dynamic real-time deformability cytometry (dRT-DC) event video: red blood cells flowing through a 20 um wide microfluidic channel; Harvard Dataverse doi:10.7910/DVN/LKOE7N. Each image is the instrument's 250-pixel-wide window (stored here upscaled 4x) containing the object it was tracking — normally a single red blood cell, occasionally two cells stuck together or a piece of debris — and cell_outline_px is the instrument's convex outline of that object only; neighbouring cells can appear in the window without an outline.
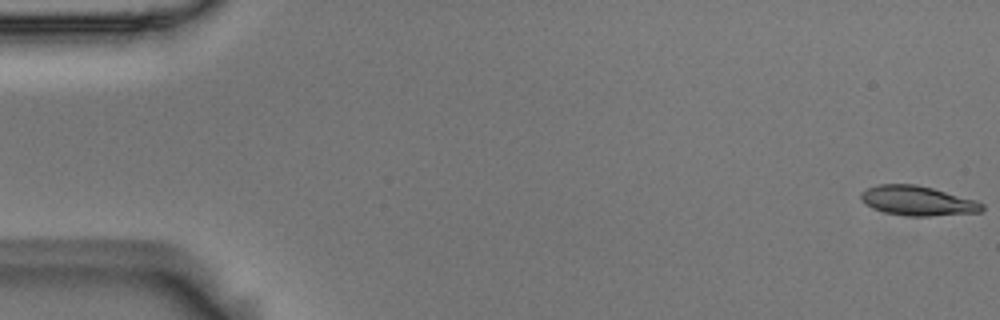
{"species": "Egyptian fruit bat (a non-hibernating species)", "species_latin": "Rousettus aegyptiacus", "temperature_condition": "room temperature", "stored_images_in_passage": 15, "camera_frame_rate_fps": 3000, "um_per_image_px": 0.085, "animal": {"sex": "male"}, "frame": {"image": 1, "passage_image": 1, "time_ms": 0.0, "image_size_px": [1000, 320], "cell_outline_px": [[984, 208], [980, 212], [928, 216], [908, 216], [884, 212], [860, 200], [860, 192], [876, 184], [916, 184], [932, 188], [976, 200], [984, 204]], "centroid_in_image_um": [78.0, 17.06], "position_along_channel_um": 7.0, "area_um2": 20.75}}
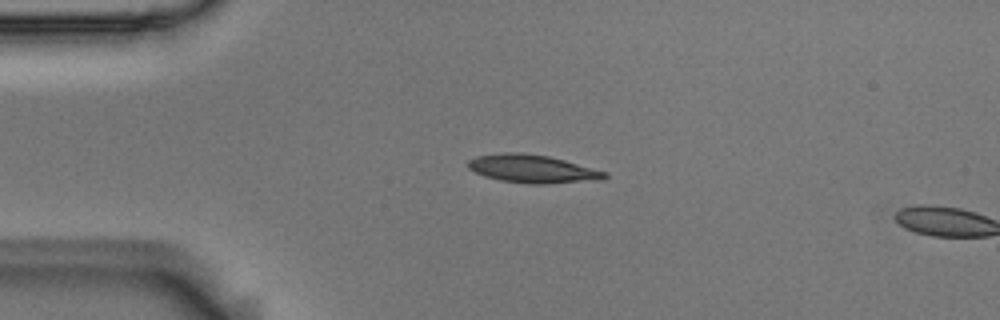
{"frame": {"image": 2, "passage_image": 13, "time_ms": 4.0, "image_size_px": [1000, 320], "cell_outline_px": [[608, 176], [600, 180], [544, 184], [528, 184], [500, 180], [484, 176], [468, 168], [468, 160], [476, 156], [504, 152], [520, 152], [548, 156], [564, 160], [608, 172]], "centroid_in_image_um": [45.26, 14.35], "position_along_channel_um": 39.7, "area_um2": 22.43}}